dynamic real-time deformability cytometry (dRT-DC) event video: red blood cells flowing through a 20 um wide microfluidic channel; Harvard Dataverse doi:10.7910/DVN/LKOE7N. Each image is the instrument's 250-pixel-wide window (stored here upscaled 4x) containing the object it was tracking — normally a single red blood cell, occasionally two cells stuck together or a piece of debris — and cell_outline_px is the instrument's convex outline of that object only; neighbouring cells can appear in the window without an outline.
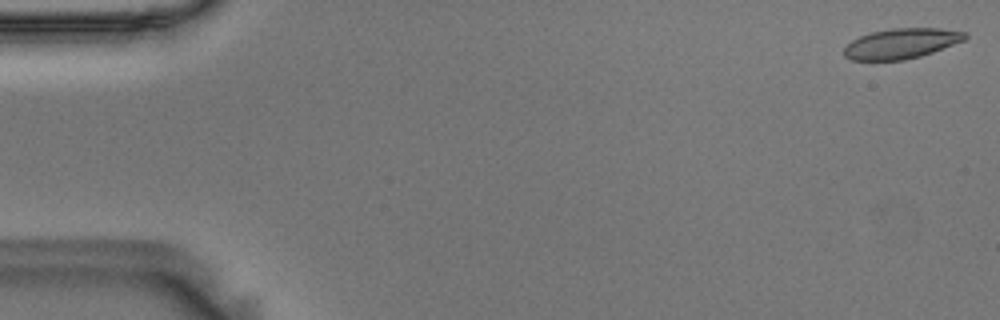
{"species": "Egyptian fruit bat (a non-hibernating species)", "species_latin": "Rousettus aegyptiacus", "temperature_condition": "room temperature", "stored_images_in_passage": 55, "camera_frame_rate_fps": 3000, "um_per_image_px": 0.085, "animal": {"sex": "male"}, "frame": {"image": 1, "passage_image": 1, "time_ms": 0.0, "image_size_px": [1000, 320], "cell_outline_px": [[968, 36], [964, 40], [932, 52], [920, 56], [904, 60], [852, 60], [844, 56], [844, 48], [852, 40], [860, 36], [872, 32], [892, 28], [940, 28], [968, 32]], "centroid_in_image_um": [76.62, 3.69], "position_along_channel_um": 8.4, "area_um2": 21.21}}
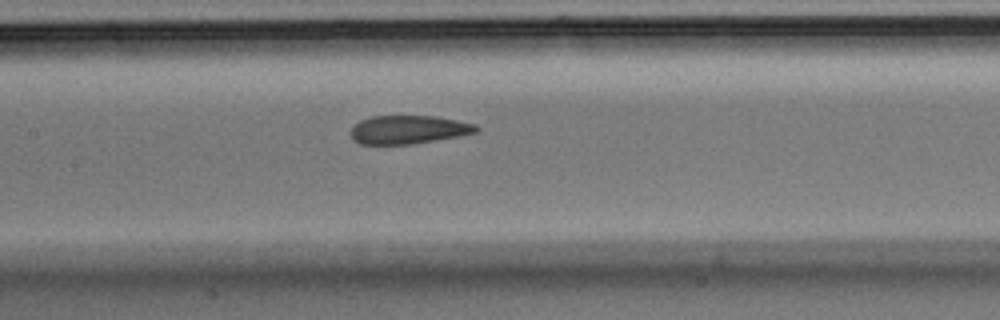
{"frame": {"image": 2, "passage_image": 26, "time_ms": 8.333, "image_size_px": [1000, 320], "cell_outline_px": [[480, 128], [476, 132], [460, 136], [412, 144], [360, 144], [352, 140], [352, 128], [360, 120], [372, 116], [436, 116], [476, 124]], "centroid_in_image_um": [34.74, 11.02], "position_along_channel_um": 172.7, "area_um2": 20.75}}
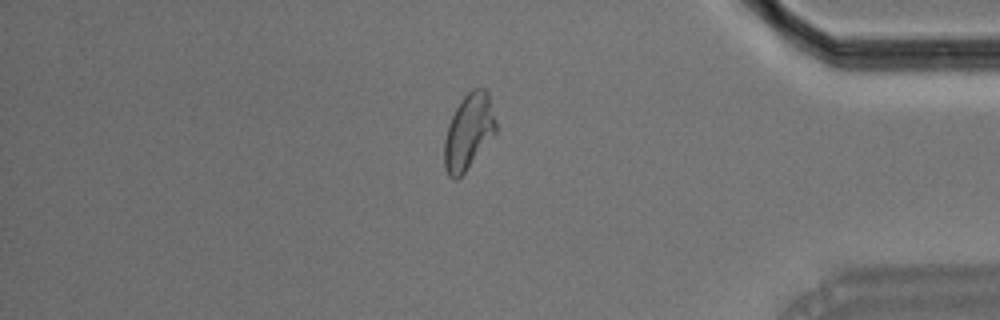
{"frame": {"image": 3, "passage_image": 47, "time_ms": 15.333, "image_size_px": [1000, 320], "cell_outline_px": [[496, 132], [464, 172], [456, 180], [452, 180], [448, 176], [444, 168], [444, 140], [448, 124], [460, 100], [472, 88], [484, 88], [488, 92], [496, 120]], "centroid_in_image_um": [39.81, 11.19], "position_along_channel_um": 395.4, "area_um2": 22.6}, "authors_computed_cell_mechanics": {"area_um2": 22.3686, "velocity_mm_per_s": 3.5977, "shape_relaxation_time_tau1_ms": 6.0931, "shape_relaxation_time_tau2_ms": 1.785, "deformation_change_tau1": 0.1501, "deformation_change_tau2": 0.0856}}